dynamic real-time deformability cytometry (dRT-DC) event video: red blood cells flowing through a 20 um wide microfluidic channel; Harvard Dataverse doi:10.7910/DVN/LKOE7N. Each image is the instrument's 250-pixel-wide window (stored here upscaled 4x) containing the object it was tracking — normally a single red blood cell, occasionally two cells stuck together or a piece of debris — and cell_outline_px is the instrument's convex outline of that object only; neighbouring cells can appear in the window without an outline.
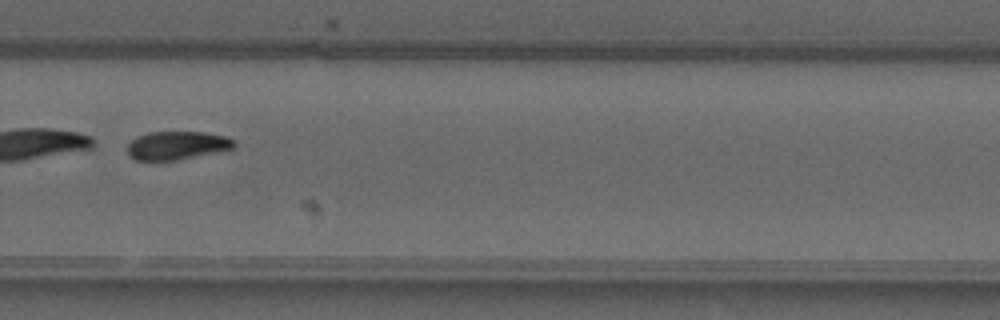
{"species": "common noctule bat (a hibernating species)", "species_latin": "Nyctalus noctula", "temperature_condition": "warm", "stored_images_in_passage": 35, "camera_frame_rate_fps": 3000, "um_per_image_px": 0.085, "animal": {"sex": "male", "forearm_length_mm": 52.5}, "frame": {"image": 1, "passage_image": 20, "time_ms": 6.333, "image_size_px": [1000, 320], "cell_outline_px": [[236, 144], [232, 148], [176, 160], [136, 160], [128, 156], [128, 144], [132, 140], [148, 132], [204, 132], [224, 136], [232, 140]], "centroid_in_image_um": [14.99, 12.36], "position_along_channel_um": 314.8, "area_um2": 17.22}, "authors_computed_cell_mechanics": {"area_um2": 19.2474, "velocity_mm_per_s": 4.0811, "shape_relaxation_time_tau1_ms": 1.4041, "shape_relaxation_time_tau2_ms": null, "deformation_change_tau1": 0.2614, "deformation_change_tau2": null}}